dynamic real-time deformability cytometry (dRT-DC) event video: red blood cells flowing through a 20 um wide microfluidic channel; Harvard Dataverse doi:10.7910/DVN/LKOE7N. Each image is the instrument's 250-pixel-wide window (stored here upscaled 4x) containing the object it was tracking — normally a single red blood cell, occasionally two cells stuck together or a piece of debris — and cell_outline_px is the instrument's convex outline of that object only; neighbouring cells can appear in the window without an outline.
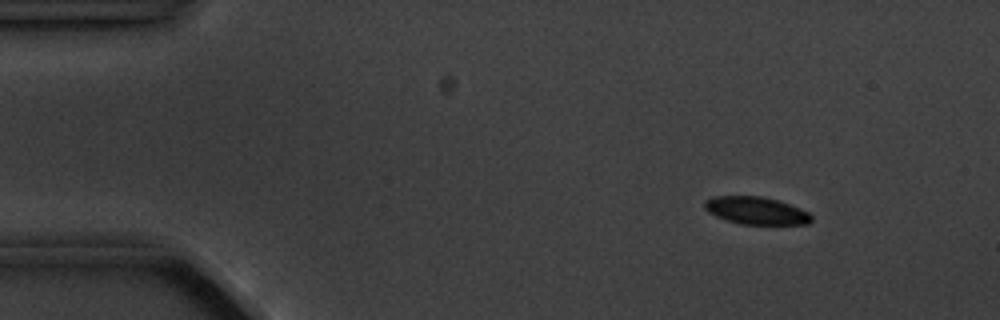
{"species": "common noctule bat (a hibernating species)", "species_latin": "Nyctalus noctula", "temperature_condition": "cold", "stored_images_in_passage": 7, "camera_frame_rate_fps": 3000, "um_per_image_px": 0.085, "animal": {"sex": "male", "body_mass_g": 20.1, "forearm_length_mm": 53.5}, "frame": {"image": 1, "passage_image": 1, "time_ms": 0.0, "image_size_px": [1000, 320], "cell_outline_px": [[812, 220], [808, 224], [740, 224], [716, 216], [708, 212], [704, 208], [704, 200], [712, 196], [760, 196], [776, 200], [788, 204], [808, 212], [812, 216]], "centroid_in_image_um": [64.23, 17.9], "position_along_channel_um": 20.8, "area_um2": 16.99}}
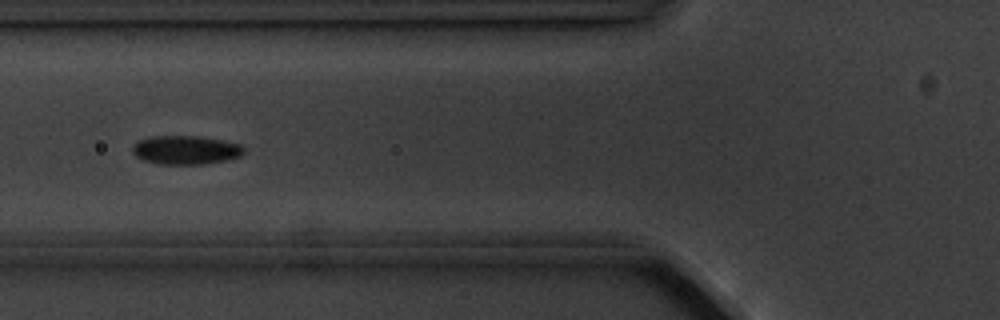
{"frame": {"image": 2, "passage_image": 5, "time_ms": 4.667, "image_size_px": [1000, 320], "cell_outline_px": [[244, 152], [240, 156], [228, 160], [204, 164], [160, 164], [144, 160], [136, 156], [132, 152], [132, 148], [140, 140], [152, 136], [200, 136], [240, 144], [244, 148]], "centroid_in_image_um": [15.81, 12.75], "position_along_channel_um": 110.0, "area_um2": 18.55}}